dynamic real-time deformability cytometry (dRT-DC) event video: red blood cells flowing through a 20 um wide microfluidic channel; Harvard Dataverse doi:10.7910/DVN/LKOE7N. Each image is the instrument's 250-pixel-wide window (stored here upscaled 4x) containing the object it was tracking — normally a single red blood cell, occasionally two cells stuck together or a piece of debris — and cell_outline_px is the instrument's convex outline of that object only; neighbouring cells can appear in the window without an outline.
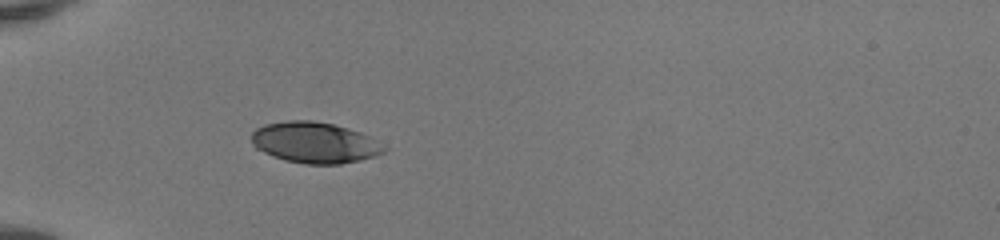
{"species": "human", "species_latin": "Homo sapiens", "temperature_condition": "room temperature", "stored_images_in_passage": 34, "camera_frame_rate_fps": 3000, "um_per_image_px": 0.085, "donor": {"sex": "female"}, "frame": {"image": 1, "passage_image": 1, "time_ms": 0.0, "image_size_px": [1000, 240], "cell_outline_px": [[388, 148], [384, 152], [376, 156], [360, 160], [340, 164], [304, 164], [284, 160], [272, 156], [256, 148], [252, 144], [252, 132], [256, 128], [264, 124], [288, 120], [312, 120], [332, 124], [348, 128], [360, 132], [368, 136]], "centroid_in_image_um": [26.74, 12.12], "position_along_channel_um": 58.3, "area_um2": 31.73}}
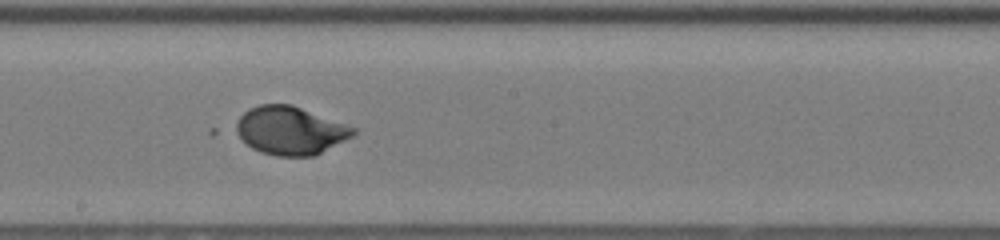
{"frame": {"image": 2, "passage_image": 14, "time_ms": 4.333, "image_size_px": [1000, 240], "cell_outline_px": [[356, 132], [352, 136], [316, 156], [276, 156], [260, 152], [252, 148], [232, 132], [228, 128], [248, 108], [260, 104], [292, 104], [356, 128]], "centroid_in_image_um": [24.58, 11.09], "position_along_channel_um": 223.6, "area_um2": 33.47}}
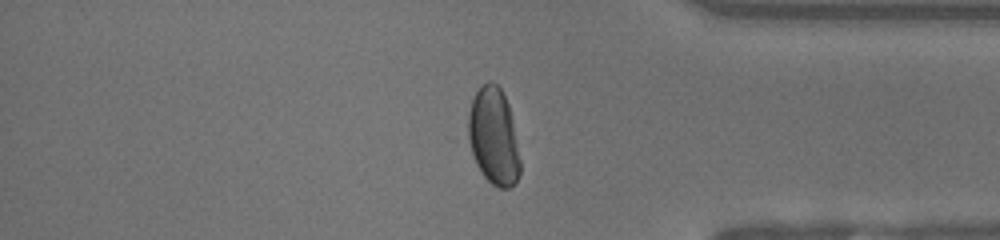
{"frame": {"image": 3, "passage_image": 27, "time_ms": 8.667, "image_size_px": [1000, 240], "cell_outline_px": [[520, 172], [516, 180], [508, 188], [500, 188], [492, 184], [484, 176], [476, 164], [464, 140], [464, 136], [468, 116], [472, 100], [476, 92], [488, 80], [496, 84], [500, 88], [508, 104], [512, 120], [520, 160]], "centroid_in_image_um": [41.89, 11.61], "position_along_channel_um": 393.3, "area_um2": 29.65}, "authors_computed_cell_mechanics": {"area_um2": 33.2928, "velocity_mm_per_s": 4.1515, "shape_relaxation_time_tau1_ms": 6.2909, "shape_relaxation_time_tau2_ms": null, "deformation_change_tau1": 0.2746, "deformation_change_tau2": null}}